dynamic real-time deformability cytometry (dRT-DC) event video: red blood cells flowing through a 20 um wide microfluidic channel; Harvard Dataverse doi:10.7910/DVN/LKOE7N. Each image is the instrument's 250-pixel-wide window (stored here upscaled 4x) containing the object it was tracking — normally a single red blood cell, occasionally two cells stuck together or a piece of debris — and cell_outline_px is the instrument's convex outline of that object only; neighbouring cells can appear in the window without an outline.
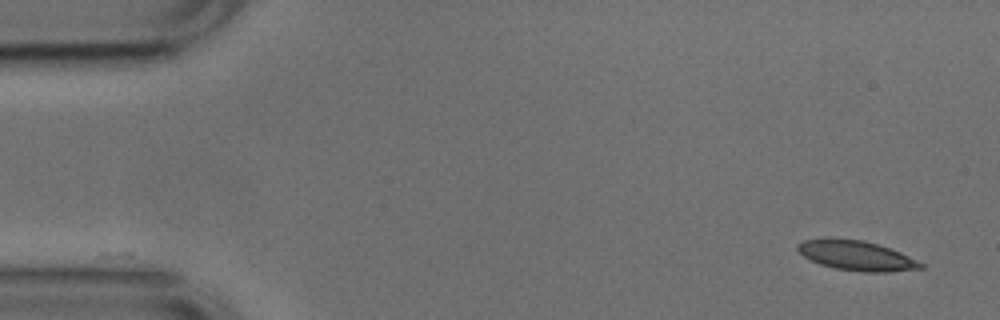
{"species": "common noctule bat (a hibernating species)", "species_latin": "Nyctalus noctula", "temperature_condition": "cold", "stored_images_in_passage": 40, "camera_frame_rate_fps": 3000, "um_per_image_px": 0.085, "animal": {"sex": "male", "body_mass_g": 17.9, "forearm_length_mm": 54.2}, "frame": {"image": 1, "passage_image": 1, "time_ms": 0.0, "image_size_px": [1000, 320], "cell_outline_px": [[924, 268], [888, 272], [864, 272], [836, 268], [820, 264], [804, 256], [796, 248], [796, 244], [804, 240], [824, 236], [864, 240], [900, 252], [924, 264]], "centroid_in_image_um": [72.75, 21.69], "position_along_channel_um": 12.3, "area_um2": 21.5}}
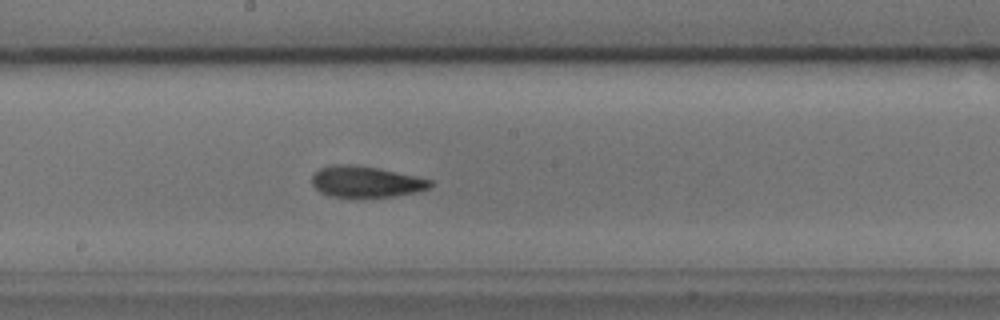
{"frame": {"image": 2, "passage_image": 26, "time_ms": 8.333, "image_size_px": [1000, 320], "cell_outline_px": [[432, 184], [428, 188], [416, 192], [392, 196], [328, 196], [320, 192], [312, 184], [312, 176], [320, 168], [332, 164], [356, 164], [416, 176], [432, 180]], "centroid_in_image_um": [31.07, 15.43], "position_along_channel_um": 217.1, "area_um2": 21.15}}
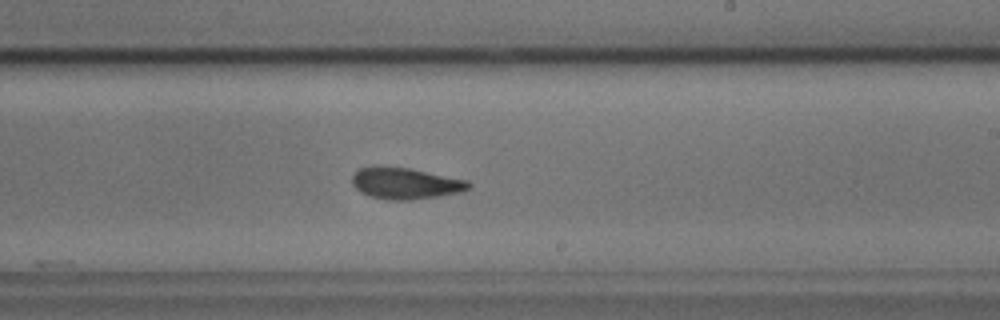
{"frame": {"image": 3, "passage_image": 29, "time_ms": 9.333, "image_size_px": [1000, 320], "cell_outline_px": [[472, 184], [468, 188], [460, 192], [412, 200], [388, 200], [368, 196], [360, 192], [352, 184], [352, 176], [360, 168], [376, 164], [408, 168], [468, 180]], "centroid_in_image_um": [34.4, 15.57], "position_along_channel_um": 254.6, "area_um2": 21.5}, "authors_computed_cell_mechanics": {"area_um2": 21.4727, "velocity_mm_per_s": 3.7741, "shape_relaxation_time_tau1_ms": 3.1958, "shape_relaxation_time_tau2_ms": 2.5754, "deformation_change_tau1": 0.1372, "deformation_change_tau2": 0.1015}}